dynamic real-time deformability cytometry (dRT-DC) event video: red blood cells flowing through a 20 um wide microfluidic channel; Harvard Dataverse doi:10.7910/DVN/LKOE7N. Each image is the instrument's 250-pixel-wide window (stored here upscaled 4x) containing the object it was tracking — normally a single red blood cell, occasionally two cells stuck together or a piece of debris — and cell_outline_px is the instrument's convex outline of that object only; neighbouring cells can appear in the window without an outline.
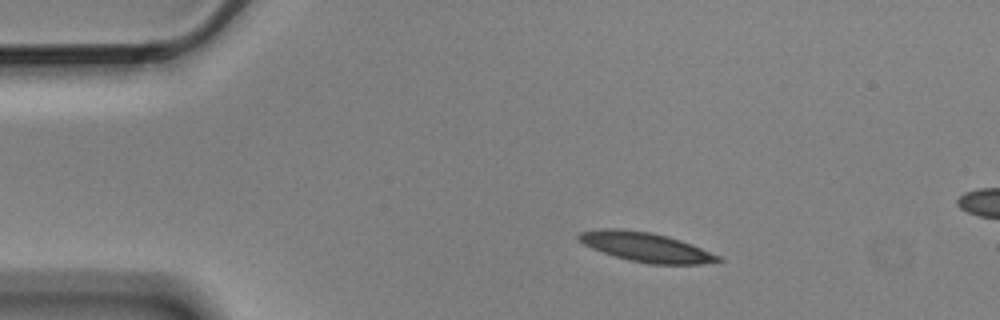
{"species": "Egyptian fruit bat (a non-hibernating species)", "species_latin": "Rousettus aegyptiacus", "temperature_condition": "cold", "stored_images_in_passage": 5, "camera_frame_rate_fps": 3000, "um_per_image_px": 0.085, "animal": {"sex": "male"}, "frame": {"image": 1, "passage_image": 2, "time_ms": 0.333, "image_size_px": [1000, 320], "cell_outline_px": [[724, 260], [700, 264], [648, 264], [628, 260], [592, 248], [584, 244], [576, 236], [580, 232], [604, 228], [616, 228], [648, 232], [668, 236], [692, 244], [720, 256]], "centroid_in_image_um": [54.91, 21.0], "position_along_channel_um": 30.1, "area_um2": 23.58}}
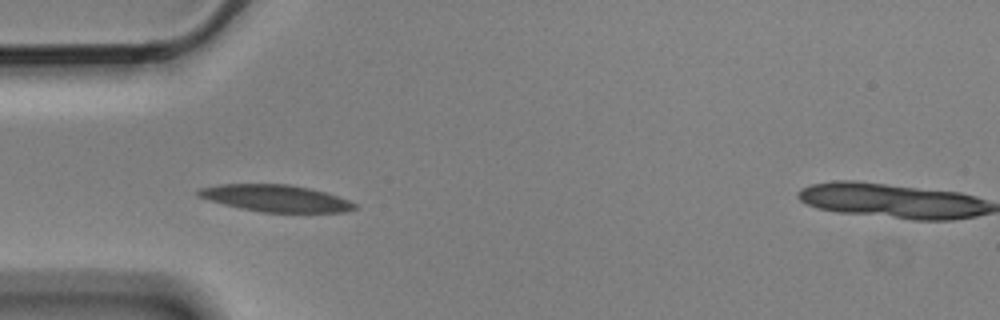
{"frame": {"image": 2, "passage_image": 4, "time_ms": 1.0, "image_size_px": [1000, 320], "cell_outline_px": [[356, 208], [344, 212], [260, 212], [240, 208], [208, 200], [196, 196], [196, 192], [200, 188], [220, 184], [288, 184], [308, 188], [324, 192], [348, 200], [356, 204]], "centroid_in_image_um": [23.38, 16.85], "position_along_channel_um": 61.6, "area_um2": 24.28}}
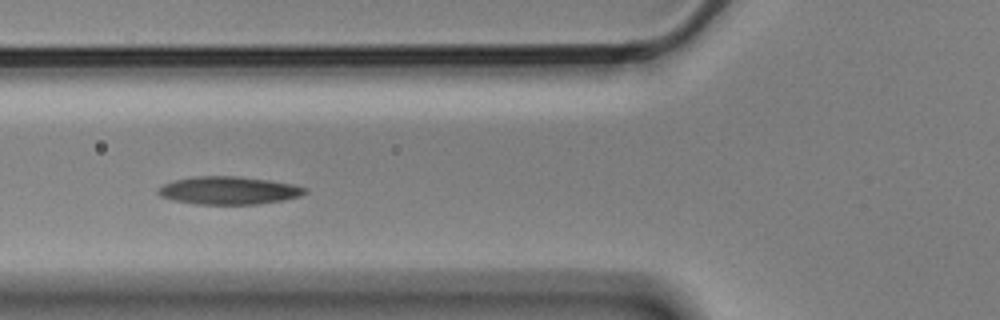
{"frame": {"image": 3, "passage_image": 5, "time_ms": 1.333, "image_size_px": [1000, 320], "cell_outline_px": [[308, 192], [300, 196], [284, 200], [256, 204], [196, 204], [172, 200], [160, 196], [156, 192], [164, 184], [172, 180], [196, 176], [240, 176], [268, 180], [292, 184], [308, 188]], "centroid_in_image_um": [19.44, 16.19], "position_along_channel_um": 106.4, "area_um2": 23.93}}